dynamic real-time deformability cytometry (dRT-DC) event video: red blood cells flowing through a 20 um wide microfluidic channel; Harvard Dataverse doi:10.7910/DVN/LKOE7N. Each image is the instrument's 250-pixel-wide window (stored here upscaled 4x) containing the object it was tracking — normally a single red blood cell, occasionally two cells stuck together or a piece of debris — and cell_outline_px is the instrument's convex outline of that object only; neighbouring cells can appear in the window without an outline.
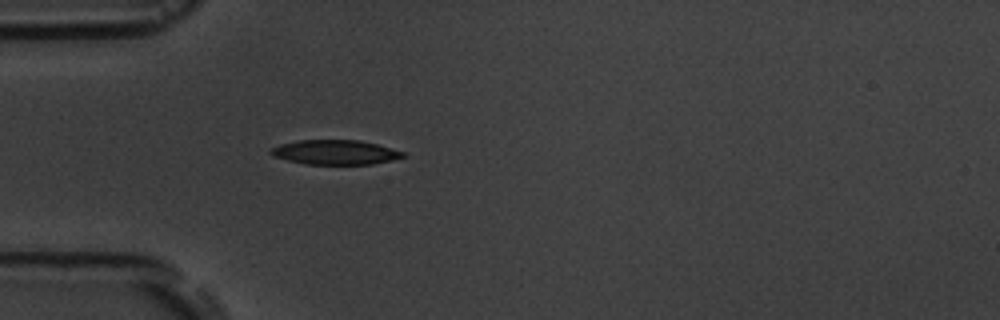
{"species": "common noctule bat (a hibernating species)", "species_latin": "Nyctalus noctula", "temperature_condition": "room temperature", "stored_images_in_passage": 4, "camera_frame_rate_fps": 3000, "um_per_image_px": 0.085, "animal": {"sex": "male", "body_mass_g": 19.5, "forearm_length_mm": 54.6}, "frame": {"image": 1, "passage_image": 4, "time_ms": 3.667, "image_size_px": [1000, 320], "cell_outline_px": [[408, 156], [392, 160], [372, 164], [308, 164], [288, 160], [272, 156], [268, 152], [272, 148], [280, 144], [300, 140], [360, 140], [376, 144], [404, 152]], "centroid_in_image_um": [28.5, 12.94], "position_along_channel_um": 56.5, "area_um2": 18.84}}